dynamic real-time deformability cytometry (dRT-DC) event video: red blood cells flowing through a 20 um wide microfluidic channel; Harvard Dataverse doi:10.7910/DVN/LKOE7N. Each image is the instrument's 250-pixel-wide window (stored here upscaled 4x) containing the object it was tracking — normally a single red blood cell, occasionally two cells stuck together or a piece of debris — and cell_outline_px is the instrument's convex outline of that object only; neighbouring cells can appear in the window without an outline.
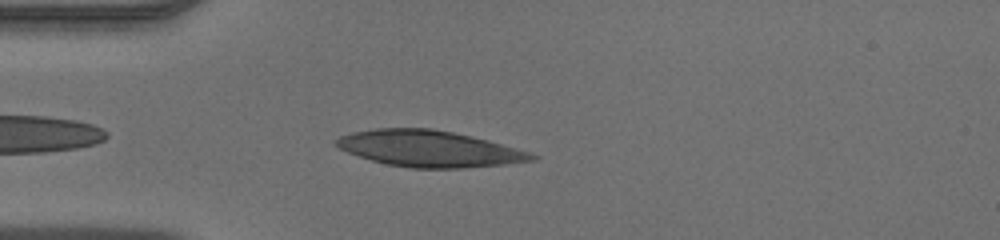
{"species": "human", "species_latin": "Homo sapiens", "temperature_condition": "warm", "stored_images_in_passage": 35, "camera_frame_rate_fps": 3000, "um_per_image_px": 0.085, "donor": {"sex": "male"}, "frame": {"image": 1, "passage_image": 3, "time_ms": 0.667, "image_size_px": [1000, 240], "cell_outline_px": [[540, 156], [536, 160], [504, 164], [460, 168], [412, 168], [388, 164], [372, 160], [348, 152], [340, 148], [336, 144], [336, 140], [340, 136], [352, 132], [376, 128], [432, 128], [472, 136], [488, 140], [532, 152]], "centroid_in_image_um": [36.53, 12.63], "position_along_channel_um": 48.5, "area_um2": 41.15}}
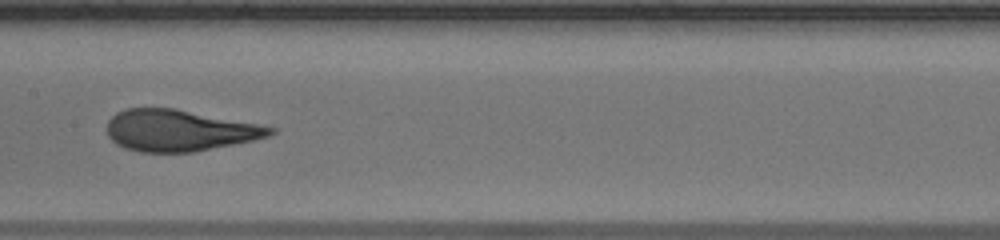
{"frame": {"image": 2, "passage_image": 14, "time_ms": 4.333, "image_size_px": [1000, 240], "cell_outline_px": [[276, 132], [268, 136], [252, 140], [192, 152], [140, 152], [124, 148], [116, 144], [108, 136], [108, 120], [116, 112], [128, 108], [176, 108], [276, 128]], "centroid_in_image_um": [15.19, 11.08], "position_along_channel_um": 192.2, "area_um2": 39.02}}
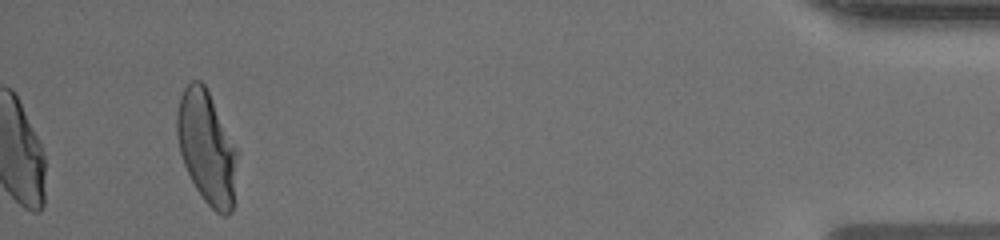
{"frame": {"image": 3, "passage_image": 35, "time_ms": 11.333, "image_size_px": [1000, 240], "cell_outline_px": [[240, 152], [232, 212], [228, 216], [224, 216], [216, 212], [204, 200], [196, 188], [184, 164], [180, 152], [176, 132], [176, 116], [180, 96], [184, 88], [192, 80], [200, 80], [204, 84]], "centroid_in_image_um": [17.61, 12.56], "position_along_channel_um": 417.6, "area_um2": 40.06}}